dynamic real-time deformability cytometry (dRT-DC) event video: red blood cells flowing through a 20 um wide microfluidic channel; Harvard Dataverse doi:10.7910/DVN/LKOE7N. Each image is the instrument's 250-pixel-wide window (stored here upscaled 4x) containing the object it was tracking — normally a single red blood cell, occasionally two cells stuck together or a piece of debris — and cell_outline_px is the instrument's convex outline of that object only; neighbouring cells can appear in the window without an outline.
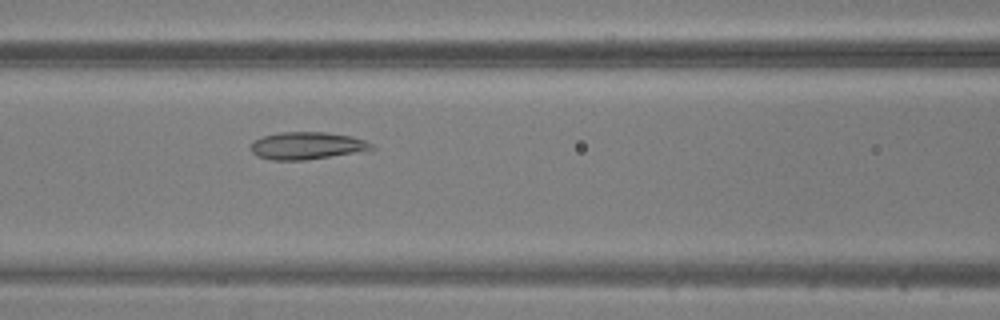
{"species": "common noctule bat (a hibernating species)", "species_latin": "Nyctalus noctula", "temperature_condition": "warm", "stored_images_in_passage": 42, "camera_frame_rate_fps": 3000, "um_per_image_px": 0.085, "animal": {"sex": "male", "body_mass_g": 20.5, "forearm_length_mm": 52.5}, "frame": {"image": 1, "passage_image": 13, "time_ms": 4.0, "image_size_px": [1000, 320], "cell_outline_px": [[376, 148], [304, 160], [272, 160], [256, 156], [252, 152], [252, 144], [256, 140], [264, 136], [280, 132], [324, 132], [352, 136], [364, 140], [372, 144]], "centroid_in_image_um": [26.06, 12.37], "position_along_channel_um": 140.5, "area_um2": 18.79}}
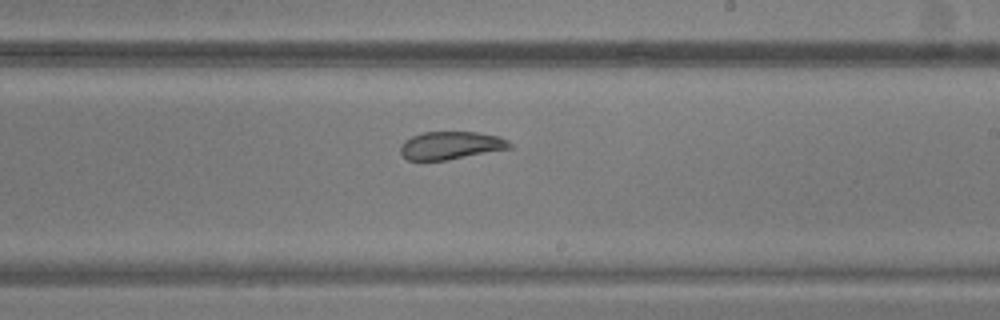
{"frame": {"image": 2, "passage_image": 21, "time_ms": 6.667, "image_size_px": [1000, 320], "cell_outline_px": [[512, 148], [448, 160], [408, 160], [400, 152], [400, 148], [404, 140], [412, 136], [424, 132], [476, 132], [500, 136], [508, 140], [512, 144]], "centroid_in_image_um": [38.35, 12.36], "position_along_channel_um": 250.7, "area_um2": 17.8}}
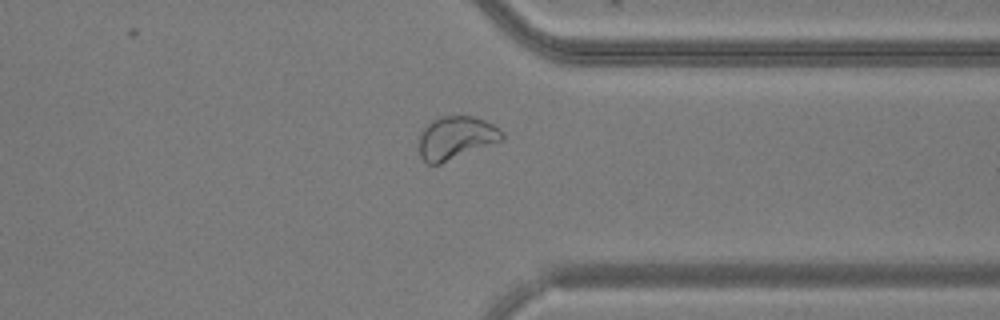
{"frame": {"image": 3, "passage_image": 30, "time_ms": 9.667, "image_size_px": [1000, 320], "cell_outline_px": [[504, 140], [440, 164], [428, 164], [420, 156], [416, 148], [420, 132], [432, 120], [440, 116], [472, 116], [484, 120], [500, 128], [504, 132]], "centroid_in_image_um": [38.73, 11.72], "position_along_channel_um": 372.7, "area_um2": 21.21}}